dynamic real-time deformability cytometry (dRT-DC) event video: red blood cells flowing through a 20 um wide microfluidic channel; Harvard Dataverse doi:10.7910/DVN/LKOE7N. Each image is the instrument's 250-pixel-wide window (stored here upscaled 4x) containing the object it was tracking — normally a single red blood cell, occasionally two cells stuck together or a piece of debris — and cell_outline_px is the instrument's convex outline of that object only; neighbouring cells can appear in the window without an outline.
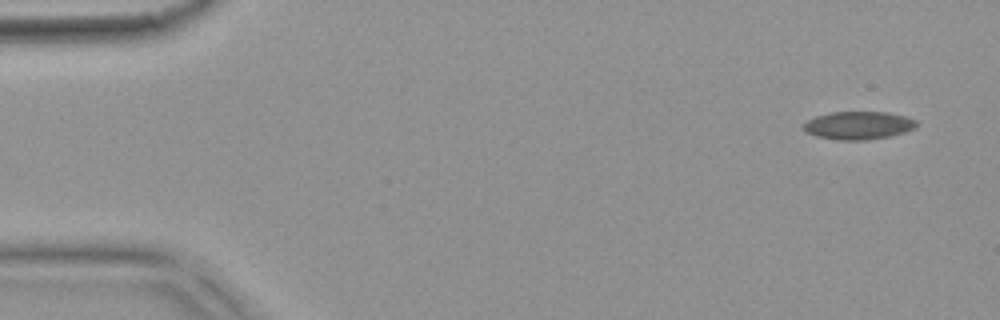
{"species": "common noctule bat (a hibernating species)", "species_latin": "Nyctalus noctula", "temperature_condition": "warm", "stored_images_in_passage": 5, "camera_frame_rate_fps": 3000, "um_per_image_px": 0.085, "animal": {"sex": "female", "body_mass_g": 18.4}, "frame": {"image": 1, "passage_image": 1, "time_ms": 0.0, "image_size_px": [1000, 320], "cell_outline_px": [[916, 128], [904, 132], [888, 136], [864, 140], [840, 140], [816, 136], [808, 132], [804, 128], [804, 124], [808, 120], [816, 116], [832, 112], [888, 112], [904, 116], [916, 120]], "centroid_in_image_um": [72.98, 10.65], "position_along_channel_um": 12.0, "area_um2": 18.15}}